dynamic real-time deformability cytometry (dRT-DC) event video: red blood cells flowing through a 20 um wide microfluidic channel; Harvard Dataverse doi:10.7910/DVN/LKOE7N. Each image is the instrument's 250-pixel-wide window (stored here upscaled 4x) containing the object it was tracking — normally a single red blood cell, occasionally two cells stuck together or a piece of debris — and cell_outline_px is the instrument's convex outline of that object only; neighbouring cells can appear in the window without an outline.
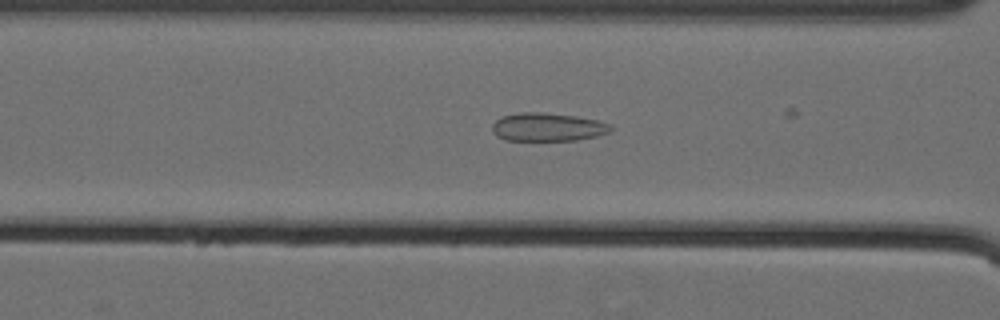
{"species": "Egyptian fruit bat (a non-hibernating species)", "species_latin": "Rousettus aegyptiacus", "temperature_condition": "cold", "stored_images_in_passage": 42, "camera_frame_rate_fps": 3000, "um_per_image_px": 0.085, "animal": {"sex": "female"}, "frame": {"image": 1, "passage_image": 24, "time_ms": 7.667, "image_size_px": [1000, 320], "cell_outline_px": [[612, 128], [608, 132], [596, 136], [576, 140], [504, 140], [496, 136], [492, 132], [492, 124], [500, 116], [524, 112], [540, 112], [576, 116], [596, 120], [612, 124]], "centroid_in_image_um": [46.51, 10.8], "position_along_channel_um": 120.1, "area_um2": 19.54}}
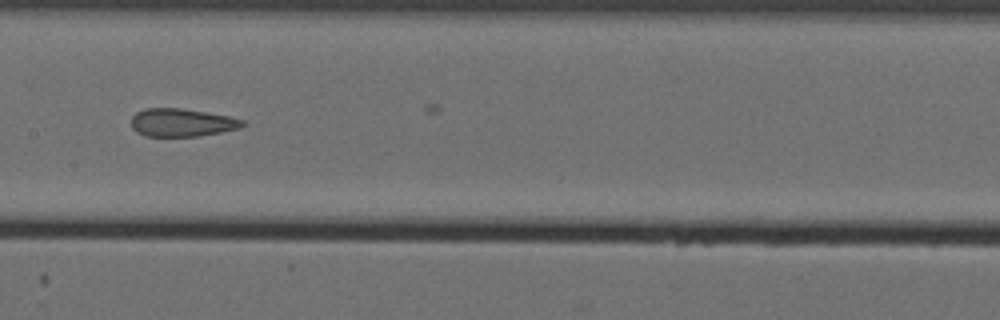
{"frame": {"image": 2, "passage_image": 30, "time_ms": 9.667, "image_size_px": [1000, 320], "cell_outline_px": [[248, 124], [240, 128], [200, 136], [144, 136], [136, 132], [132, 128], [132, 116], [136, 112], [144, 108], [180, 108], [228, 116], [244, 120]], "centroid_in_image_um": [15.45, 10.42], "position_along_channel_um": 191.9, "area_um2": 18.21}}
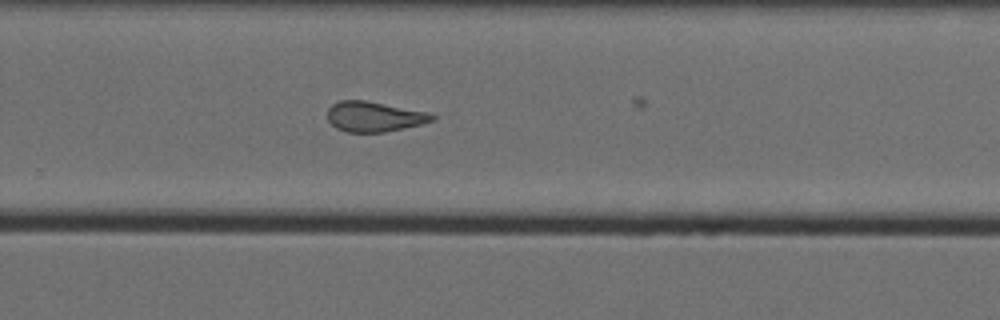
{"frame": {"image": 3, "passage_image": 39, "time_ms": 12.667, "image_size_px": [1000, 320], "cell_outline_px": [[436, 120], [404, 128], [384, 132], [348, 132], [336, 128], [328, 120], [328, 108], [332, 104], [340, 100], [364, 100], [428, 112], [436, 116]], "centroid_in_image_um": [31.8, 9.91], "position_along_channel_um": 298.0, "area_um2": 18.32}}